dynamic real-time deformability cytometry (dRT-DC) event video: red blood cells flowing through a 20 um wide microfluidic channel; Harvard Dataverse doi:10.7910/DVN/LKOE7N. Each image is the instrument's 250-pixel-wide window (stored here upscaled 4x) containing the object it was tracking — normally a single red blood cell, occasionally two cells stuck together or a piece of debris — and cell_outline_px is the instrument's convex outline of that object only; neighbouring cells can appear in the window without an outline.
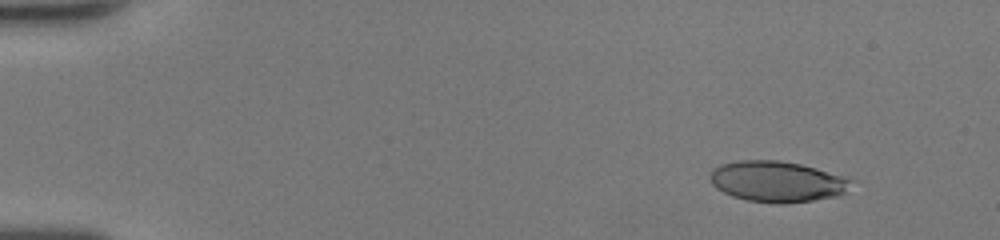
{"species": "human", "species_latin": "Homo sapiens", "temperature_condition": "room temperature", "stored_images_in_passage": 46, "camera_frame_rate_fps": 3000, "um_per_image_px": 0.085, "donor": {"sex": "female"}, "frame": {"image": 1, "passage_image": 2, "time_ms": 0.333, "image_size_px": [1000, 240], "cell_outline_px": [[856, 180], [844, 192], [836, 196], [812, 200], [784, 204], [776, 204], [748, 200], [732, 196], [716, 188], [708, 180], [708, 176], [712, 168], [720, 164], [736, 160], [780, 160], [800, 164], [816, 168]], "centroid_in_image_um": [66.01, 15.42], "position_along_channel_um": 19.0, "area_um2": 33.87}}
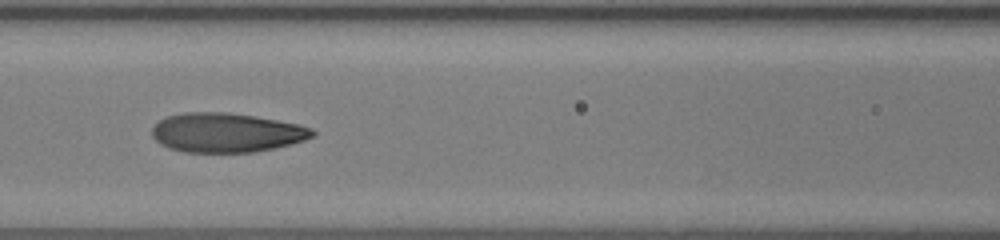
{"frame": {"image": 2, "passage_image": 20, "time_ms": 6.333, "image_size_px": [1000, 240], "cell_outline_px": [[316, 136], [304, 140], [272, 148], [252, 152], [184, 152], [168, 148], [160, 144], [152, 136], [152, 128], [160, 120], [168, 116], [184, 112], [228, 112], [256, 116], [300, 124], [312, 128], [316, 132]], "centroid_in_image_um": [19.25, 11.26], "position_along_channel_um": 147.3, "area_um2": 36.82}}
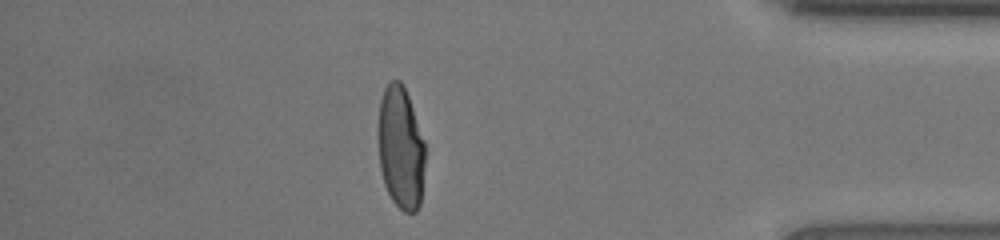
{"frame": {"image": 3, "passage_image": 40, "time_ms": 13.0, "image_size_px": [1000, 240], "cell_outline_px": [[424, 168], [420, 204], [416, 212], [404, 212], [392, 200], [384, 184], [380, 168], [376, 136], [376, 132], [380, 100], [384, 88], [388, 80], [400, 80], [408, 96], [424, 140]], "centroid_in_image_um": [34.02, 12.54], "position_along_channel_um": 401.2, "area_um2": 34.04}, "authors_computed_cell_mechanics": {"area_um2": 35.6048, "velocity_mm_per_s": 4.2874, "shape_relaxation_time_tau1_ms": 6.3071, "shape_relaxation_time_tau2_ms": 0.8062, "deformation_change_tau1": 0.2857, "deformation_change_tau2": 0.0741}}